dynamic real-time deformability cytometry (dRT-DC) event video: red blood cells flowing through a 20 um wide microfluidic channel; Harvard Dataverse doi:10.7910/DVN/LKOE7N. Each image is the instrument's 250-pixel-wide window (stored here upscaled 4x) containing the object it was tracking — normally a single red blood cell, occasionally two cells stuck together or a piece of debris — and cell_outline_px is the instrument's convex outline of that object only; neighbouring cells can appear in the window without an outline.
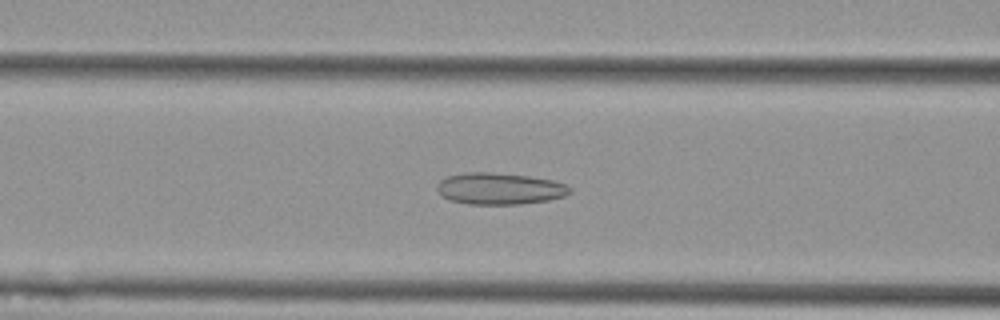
{"species": "Egyptian fruit bat (a non-hibernating species)", "species_latin": "Rousettus aegyptiacus", "temperature_condition": "cold", "stored_images_in_passage": 52, "camera_frame_rate_fps": 3000, "um_per_image_px": 0.085, "animal": {"sex": "female"}, "frame": {"image": 1, "passage_image": 21, "time_ms": 6.667, "image_size_px": [1000, 320], "cell_outline_px": [[572, 192], [564, 196], [548, 200], [520, 204], [468, 204], [452, 200], [444, 196], [436, 188], [440, 180], [448, 176], [468, 172], [488, 172], [528, 176], [552, 180], [564, 184], [572, 188]], "centroid_in_image_um": [42.49, 16.03], "position_along_channel_um": 124.1, "area_um2": 24.22}}
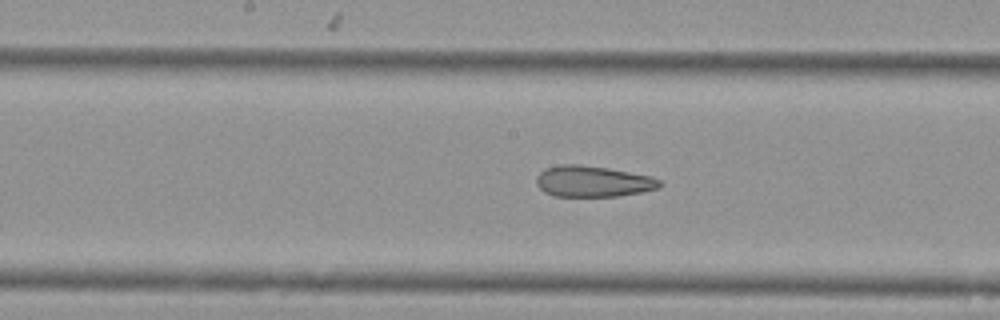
{"frame": {"image": 2, "passage_image": 27, "time_ms": 8.667, "image_size_px": [1000, 320], "cell_outline_px": [[664, 184], [660, 188], [640, 192], [616, 196], [552, 196], [544, 192], [536, 184], [536, 176], [544, 168], [560, 164], [580, 164], [608, 168], [652, 176], [660, 180]], "centroid_in_image_um": [50.39, 15.41], "position_along_channel_um": 197.8, "area_um2": 22.54}}
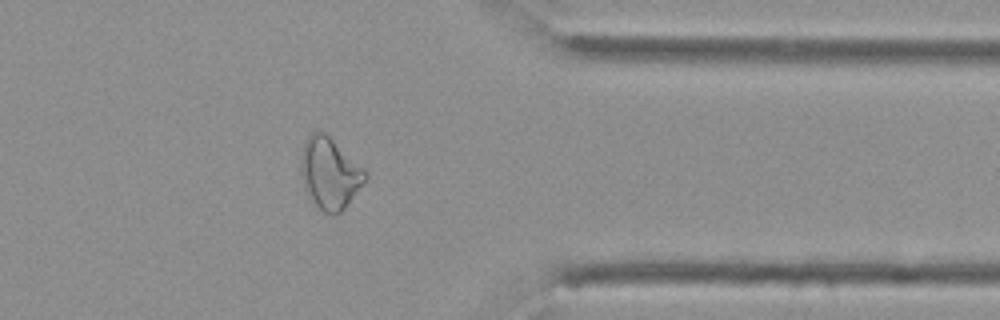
{"frame": {"image": 3, "passage_image": 43, "time_ms": 14.0, "image_size_px": [1000, 320], "cell_outline_px": [[368, 176], [344, 208], [340, 212], [332, 216], [324, 212], [316, 204], [304, 188], [300, 168], [300, 160], [304, 140], [316, 128], [324, 132], [364, 168], [368, 172]], "centroid_in_image_um": [28.01, 14.69], "position_along_channel_um": 383.4, "area_um2": 26.53}, "authors_computed_cell_mechanics": {"area_um2": 26.7325, "velocity_mm_per_s": 3.6927, "shape_relaxation_time_tau1_ms": null, "shape_relaxation_time_tau2_ms": 2.3749, "deformation_change_tau1": null, "deformation_change_tau2": 0.1019}}